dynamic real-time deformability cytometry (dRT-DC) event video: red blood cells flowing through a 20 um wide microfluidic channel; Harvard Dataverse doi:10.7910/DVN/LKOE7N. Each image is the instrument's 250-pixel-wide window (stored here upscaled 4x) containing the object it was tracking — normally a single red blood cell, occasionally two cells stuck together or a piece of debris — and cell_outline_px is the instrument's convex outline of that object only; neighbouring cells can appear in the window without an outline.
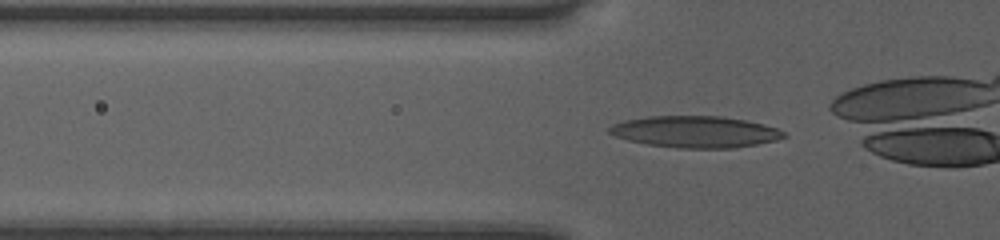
{"species": "human", "species_latin": "Homo sapiens", "temperature_condition": "room temperature", "stored_images_in_passage": 26, "camera_frame_rate_fps": 3000, "um_per_image_px": 0.085, "donor": {"sex": "female"}, "frame": {"image": 1, "passage_image": 2, "time_ms": 0.333, "image_size_px": [1000, 240], "cell_outline_px": [[788, 136], [776, 140], [756, 144], [732, 148], [680, 148], [648, 144], [628, 140], [616, 136], [608, 132], [608, 128], [612, 124], [624, 120], [648, 116], [720, 116], [744, 120], [776, 128], [784, 132]], "centroid_in_image_um": [59.07, 11.2], "position_along_channel_um": 66.7, "area_um2": 31.85}}
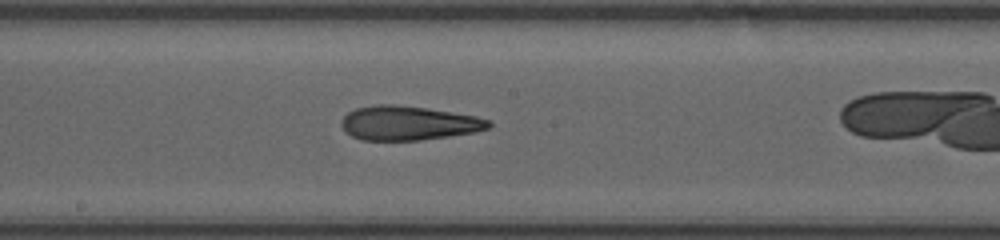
{"frame": {"image": 2, "passage_image": 13, "time_ms": 4.0, "image_size_px": [1000, 240], "cell_outline_px": [[492, 124], [488, 128], [476, 132], [420, 140], [364, 140], [352, 136], [340, 124], [340, 120], [348, 112], [356, 108], [376, 104], [392, 104], [428, 108], [476, 116], [492, 120]], "centroid_in_image_um": [34.73, 10.45], "position_along_channel_um": 213.5, "area_um2": 29.36}}
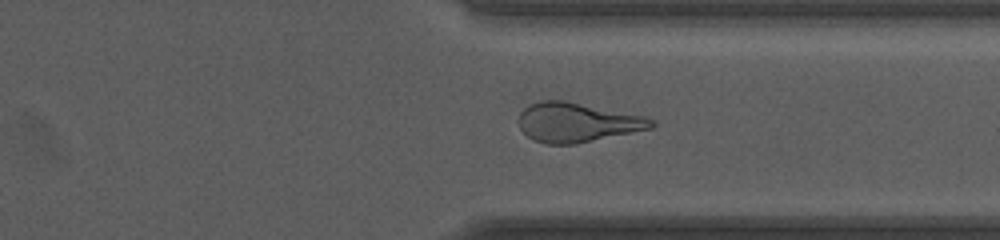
{"frame": {"image": 3, "passage_image": 24, "time_ms": 7.667, "image_size_px": [1000, 240], "cell_outline_px": [[656, 124], [652, 128], [576, 144], [548, 144], [532, 140], [520, 128], [520, 112], [528, 104], [540, 100], [564, 100], [644, 116], [656, 120]], "centroid_in_image_um": [49.06, 10.4], "position_along_channel_um": 362.3, "area_um2": 30.4}}